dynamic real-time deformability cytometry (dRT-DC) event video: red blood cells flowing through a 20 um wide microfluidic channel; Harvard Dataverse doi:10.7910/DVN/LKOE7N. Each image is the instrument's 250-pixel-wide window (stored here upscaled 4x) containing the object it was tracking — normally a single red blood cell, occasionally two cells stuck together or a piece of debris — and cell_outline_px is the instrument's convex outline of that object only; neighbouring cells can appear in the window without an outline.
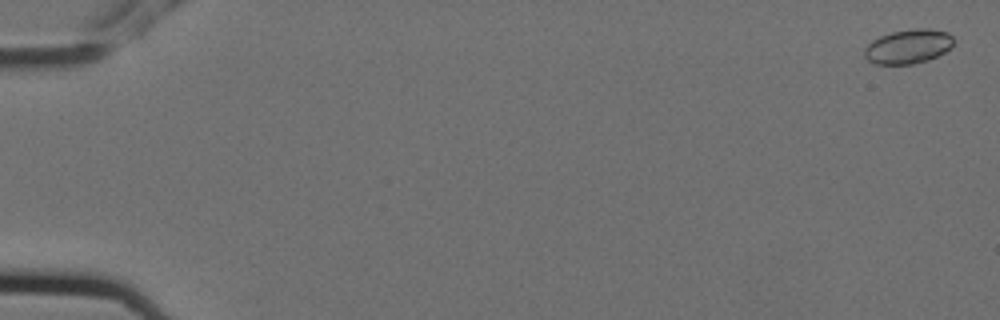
{"species": "Egyptian fruit bat (a non-hibernating species)", "species_latin": "Rousettus aegyptiacus", "temperature_condition": "cold", "stored_images_in_passage": 2, "camera_frame_rate_fps": 3000, "um_per_image_px": 0.085, "animal": {"sex": "female"}, "frame": {"image": 1, "passage_image": 2, "time_ms": 0.333, "image_size_px": [1000, 320], "cell_outline_px": [[952, 48], [928, 60], [912, 64], [876, 64], [868, 60], [864, 56], [864, 48], [872, 40], [880, 36], [892, 32], [916, 28], [928, 28], [948, 32], [952, 36]], "centroid_in_image_um": [77.19, 3.95], "position_along_channel_um": 7.8, "area_um2": 17.8}}